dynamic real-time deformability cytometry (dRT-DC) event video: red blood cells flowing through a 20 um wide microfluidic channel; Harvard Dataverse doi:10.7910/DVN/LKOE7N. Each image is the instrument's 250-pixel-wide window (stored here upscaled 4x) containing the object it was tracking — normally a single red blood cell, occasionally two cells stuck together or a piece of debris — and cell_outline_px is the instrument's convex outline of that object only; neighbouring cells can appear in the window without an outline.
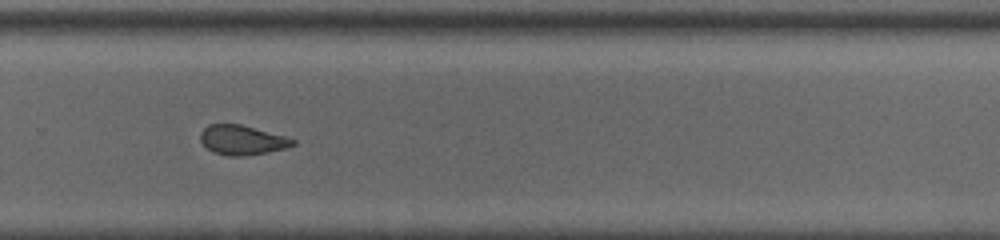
{"species": "common noctule bat (a hibernating species)", "species_latin": "Nyctalus noctula", "temperature_condition": "room temperature", "stored_images_in_passage": 34, "camera_frame_rate_fps": 3000, "um_per_image_px": 0.085, "animal": {"sex": "male", "body_mass_g": 13.0, "forearm_length_mm": 53.1}, "frame": {"image": 1, "passage_image": 20, "time_ms": 6.333, "image_size_px": [1000, 240], "cell_outline_px": [[296, 144], [284, 148], [268, 152], [244, 156], [228, 156], [212, 152], [200, 140], [200, 132], [208, 124], [240, 124], [288, 136], [296, 140]], "centroid_in_image_um": [20.6, 11.9], "position_along_channel_um": 309.2, "area_um2": 16.07}, "authors_computed_cell_mechanics": {"area_um2": 16.6464, "velocity_mm_per_s": 4.0681, "shape_relaxation_time_tau1_ms": 4.7818, "shape_relaxation_time_tau2_ms": 1.3296, "deformation_change_tau1": 0.138, "deformation_change_tau2": 0.0718}}